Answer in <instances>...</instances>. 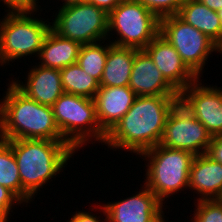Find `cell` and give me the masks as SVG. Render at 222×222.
<instances>
[{"label":"cell","mask_w":222,"mask_h":222,"mask_svg":"<svg viewBox=\"0 0 222 222\" xmlns=\"http://www.w3.org/2000/svg\"><path fill=\"white\" fill-rule=\"evenodd\" d=\"M129 88L136 96H179L144 49L135 54Z\"/></svg>","instance_id":"14"},{"label":"cell","mask_w":222,"mask_h":222,"mask_svg":"<svg viewBox=\"0 0 222 222\" xmlns=\"http://www.w3.org/2000/svg\"><path fill=\"white\" fill-rule=\"evenodd\" d=\"M6 11L0 21V65H10L22 57L38 55L43 40L51 29V23L43 18H35L37 10ZM32 15V16H31Z\"/></svg>","instance_id":"5"},{"label":"cell","mask_w":222,"mask_h":222,"mask_svg":"<svg viewBox=\"0 0 222 222\" xmlns=\"http://www.w3.org/2000/svg\"><path fill=\"white\" fill-rule=\"evenodd\" d=\"M87 3L93 4L98 8L103 9L109 14L119 3L125 0H84Z\"/></svg>","instance_id":"30"},{"label":"cell","mask_w":222,"mask_h":222,"mask_svg":"<svg viewBox=\"0 0 222 222\" xmlns=\"http://www.w3.org/2000/svg\"><path fill=\"white\" fill-rule=\"evenodd\" d=\"M60 76L64 93L94 99L100 88V83L77 63L60 69Z\"/></svg>","instance_id":"21"},{"label":"cell","mask_w":222,"mask_h":222,"mask_svg":"<svg viewBox=\"0 0 222 222\" xmlns=\"http://www.w3.org/2000/svg\"><path fill=\"white\" fill-rule=\"evenodd\" d=\"M113 45L144 49L160 32V19L138 0H125L108 14V36ZM111 34V35H110Z\"/></svg>","instance_id":"7"},{"label":"cell","mask_w":222,"mask_h":222,"mask_svg":"<svg viewBox=\"0 0 222 222\" xmlns=\"http://www.w3.org/2000/svg\"><path fill=\"white\" fill-rule=\"evenodd\" d=\"M0 185L10 190L23 203V187L12 148L0 139Z\"/></svg>","instance_id":"22"},{"label":"cell","mask_w":222,"mask_h":222,"mask_svg":"<svg viewBox=\"0 0 222 222\" xmlns=\"http://www.w3.org/2000/svg\"><path fill=\"white\" fill-rule=\"evenodd\" d=\"M157 18L178 14L181 6L186 0H138Z\"/></svg>","instance_id":"25"},{"label":"cell","mask_w":222,"mask_h":222,"mask_svg":"<svg viewBox=\"0 0 222 222\" xmlns=\"http://www.w3.org/2000/svg\"><path fill=\"white\" fill-rule=\"evenodd\" d=\"M25 79H27L25 84L18 79L11 81L28 98L42 105L52 106L64 93L60 69L35 65L29 70Z\"/></svg>","instance_id":"15"},{"label":"cell","mask_w":222,"mask_h":222,"mask_svg":"<svg viewBox=\"0 0 222 222\" xmlns=\"http://www.w3.org/2000/svg\"><path fill=\"white\" fill-rule=\"evenodd\" d=\"M13 150L17 162L23 202H31L40 188L60 174L76 153L66 141L46 139L4 140Z\"/></svg>","instance_id":"2"},{"label":"cell","mask_w":222,"mask_h":222,"mask_svg":"<svg viewBox=\"0 0 222 222\" xmlns=\"http://www.w3.org/2000/svg\"><path fill=\"white\" fill-rule=\"evenodd\" d=\"M138 50L116 46L110 42L100 87L129 86L134 57Z\"/></svg>","instance_id":"19"},{"label":"cell","mask_w":222,"mask_h":222,"mask_svg":"<svg viewBox=\"0 0 222 222\" xmlns=\"http://www.w3.org/2000/svg\"><path fill=\"white\" fill-rule=\"evenodd\" d=\"M140 157L148 161L144 184L162 203L165 198L189 187V173L195 157L191 152L158 144L142 152Z\"/></svg>","instance_id":"4"},{"label":"cell","mask_w":222,"mask_h":222,"mask_svg":"<svg viewBox=\"0 0 222 222\" xmlns=\"http://www.w3.org/2000/svg\"><path fill=\"white\" fill-rule=\"evenodd\" d=\"M198 78L179 94V100L212 137L222 134V88L204 85Z\"/></svg>","instance_id":"11"},{"label":"cell","mask_w":222,"mask_h":222,"mask_svg":"<svg viewBox=\"0 0 222 222\" xmlns=\"http://www.w3.org/2000/svg\"><path fill=\"white\" fill-rule=\"evenodd\" d=\"M179 96H137L126 114L106 134L104 144L140 155L157 146Z\"/></svg>","instance_id":"1"},{"label":"cell","mask_w":222,"mask_h":222,"mask_svg":"<svg viewBox=\"0 0 222 222\" xmlns=\"http://www.w3.org/2000/svg\"><path fill=\"white\" fill-rule=\"evenodd\" d=\"M9 8L6 11H28L37 8L33 0H0Z\"/></svg>","instance_id":"28"},{"label":"cell","mask_w":222,"mask_h":222,"mask_svg":"<svg viewBox=\"0 0 222 222\" xmlns=\"http://www.w3.org/2000/svg\"><path fill=\"white\" fill-rule=\"evenodd\" d=\"M0 101V139H46L65 141L51 106L28 98L10 81Z\"/></svg>","instance_id":"3"},{"label":"cell","mask_w":222,"mask_h":222,"mask_svg":"<svg viewBox=\"0 0 222 222\" xmlns=\"http://www.w3.org/2000/svg\"><path fill=\"white\" fill-rule=\"evenodd\" d=\"M58 12V13H57ZM56 12L51 29L61 37L81 44L109 40L108 14L85 1L61 5Z\"/></svg>","instance_id":"8"},{"label":"cell","mask_w":222,"mask_h":222,"mask_svg":"<svg viewBox=\"0 0 222 222\" xmlns=\"http://www.w3.org/2000/svg\"><path fill=\"white\" fill-rule=\"evenodd\" d=\"M82 44L71 39L61 37L52 29L45 36L38 59L39 65L47 68L62 69L77 63Z\"/></svg>","instance_id":"18"},{"label":"cell","mask_w":222,"mask_h":222,"mask_svg":"<svg viewBox=\"0 0 222 222\" xmlns=\"http://www.w3.org/2000/svg\"><path fill=\"white\" fill-rule=\"evenodd\" d=\"M207 154L215 161L222 163V134L212 138Z\"/></svg>","instance_id":"29"},{"label":"cell","mask_w":222,"mask_h":222,"mask_svg":"<svg viewBox=\"0 0 222 222\" xmlns=\"http://www.w3.org/2000/svg\"><path fill=\"white\" fill-rule=\"evenodd\" d=\"M37 1V2H36ZM33 3H34V5L38 8V7H41L40 5L38 6V4H39V2H38V0H33ZM38 3V4H37Z\"/></svg>","instance_id":"34"},{"label":"cell","mask_w":222,"mask_h":222,"mask_svg":"<svg viewBox=\"0 0 222 222\" xmlns=\"http://www.w3.org/2000/svg\"><path fill=\"white\" fill-rule=\"evenodd\" d=\"M217 13H218V16H219V18L221 20V24H222V8L219 11H217Z\"/></svg>","instance_id":"33"},{"label":"cell","mask_w":222,"mask_h":222,"mask_svg":"<svg viewBox=\"0 0 222 222\" xmlns=\"http://www.w3.org/2000/svg\"><path fill=\"white\" fill-rule=\"evenodd\" d=\"M213 11H219L222 8V0H198Z\"/></svg>","instance_id":"31"},{"label":"cell","mask_w":222,"mask_h":222,"mask_svg":"<svg viewBox=\"0 0 222 222\" xmlns=\"http://www.w3.org/2000/svg\"><path fill=\"white\" fill-rule=\"evenodd\" d=\"M14 204L21 205L22 202L10 190L0 185V222H8Z\"/></svg>","instance_id":"26"},{"label":"cell","mask_w":222,"mask_h":222,"mask_svg":"<svg viewBox=\"0 0 222 222\" xmlns=\"http://www.w3.org/2000/svg\"><path fill=\"white\" fill-rule=\"evenodd\" d=\"M212 138L205 126L179 100L167 117L159 145L189 151L196 156L207 153Z\"/></svg>","instance_id":"10"},{"label":"cell","mask_w":222,"mask_h":222,"mask_svg":"<svg viewBox=\"0 0 222 222\" xmlns=\"http://www.w3.org/2000/svg\"><path fill=\"white\" fill-rule=\"evenodd\" d=\"M136 94L129 88L100 87L94 101L101 129L107 134L132 106Z\"/></svg>","instance_id":"16"},{"label":"cell","mask_w":222,"mask_h":222,"mask_svg":"<svg viewBox=\"0 0 222 222\" xmlns=\"http://www.w3.org/2000/svg\"><path fill=\"white\" fill-rule=\"evenodd\" d=\"M159 33L176 49L183 63L197 78L202 77L209 55L214 51L222 53L211 39L177 14L160 19Z\"/></svg>","instance_id":"9"},{"label":"cell","mask_w":222,"mask_h":222,"mask_svg":"<svg viewBox=\"0 0 222 222\" xmlns=\"http://www.w3.org/2000/svg\"><path fill=\"white\" fill-rule=\"evenodd\" d=\"M200 194L199 200L222 198V163L207 153L196 155L189 173V188Z\"/></svg>","instance_id":"17"},{"label":"cell","mask_w":222,"mask_h":222,"mask_svg":"<svg viewBox=\"0 0 222 222\" xmlns=\"http://www.w3.org/2000/svg\"><path fill=\"white\" fill-rule=\"evenodd\" d=\"M105 41L96 42L93 44H82L77 64L90 76L96 79L99 83L104 71L106 58L109 50V43Z\"/></svg>","instance_id":"23"},{"label":"cell","mask_w":222,"mask_h":222,"mask_svg":"<svg viewBox=\"0 0 222 222\" xmlns=\"http://www.w3.org/2000/svg\"><path fill=\"white\" fill-rule=\"evenodd\" d=\"M101 207V208H100ZM95 209L96 208H99L97 210H101L105 215V222H108V217H107V213H106V210L105 208L103 207V205L101 206H95L94 207ZM92 212H87V211H77L75 212V214L72 215L71 219H69V221L67 222H104L102 219L100 221V217H97V215L95 216V214H91Z\"/></svg>","instance_id":"27"},{"label":"cell","mask_w":222,"mask_h":222,"mask_svg":"<svg viewBox=\"0 0 222 222\" xmlns=\"http://www.w3.org/2000/svg\"><path fill=\"white\" fill-rule=\"evenodd\" d=\"M51 107L63 139L75 151L91 140L104 143L106 133L98 122L94 99L63 93Z\"/></svg>","instance_id":"6"},{"label":"cell","mask_w":222,"mask_h":222,"mask_svg":"<svg viewBox=\"0 0 222 222\" xmlns=\"http://www.w3.org/2000/svg\"><path fill=\"white\" fill-rule=\"evenodd\" d=\"M191 222H222V200H199ZM194 219V220H193ZM193 220V221H192Z\"/></svg>","instance_id":"24"},{"label":"cell","mask_w":222,"mask_h":222,"mask_svg":"<svg viewBox=\"0 0 222 222\" xmlns=\"http://www.w3.org/2000/svg\"><path fill=\"white\" fill-rule=\"evenodd\" d=\"M177 15L205 34L222 50V24L216 11L198 0H186Z\"/></svg>","instance_id":"20"},{"label":"cell","mask_w":222,"mask_h":222,"mask_svg":"<svg viewBox=\"0 0 222 222\" xmlns=\"http://www.w3.org/2000/svg\"><path fill=\"white\" fill-rule=\"evenodd\" d=\"M141 188L136 195L103 205L108 222H165V202L162 203L145 184Z\"/></svg>","instance_id":"12"},{"label":"cell","mask_w":222,"mask_h":222,"mask_svg":"<svg viewBox=\"0 0 222 222\" xmlns=\"http://www.w3.org/2000/svg\"><path fill=\"white\" fill-rule=\"evenodd\" d=\"M144 50L165 80L180 94L198 78L183 63L176 49L159 33Z\"/></svg>","instance_id":"13"},{"label":"cell","mask_w":222,"mask_h":222,"mask_svg":"<svg viewBox=\"0 0 222 222\" xmlns=\"http://www.w3.org/2000/svg\"><path fill=\"white\" fill-rule=\"evenodd\" d=\"M80 1H84V0H62V2H64L62 5H67L70 3H76V2H80Z\"/></svg>","instance_id":"32"}]
</instances>
